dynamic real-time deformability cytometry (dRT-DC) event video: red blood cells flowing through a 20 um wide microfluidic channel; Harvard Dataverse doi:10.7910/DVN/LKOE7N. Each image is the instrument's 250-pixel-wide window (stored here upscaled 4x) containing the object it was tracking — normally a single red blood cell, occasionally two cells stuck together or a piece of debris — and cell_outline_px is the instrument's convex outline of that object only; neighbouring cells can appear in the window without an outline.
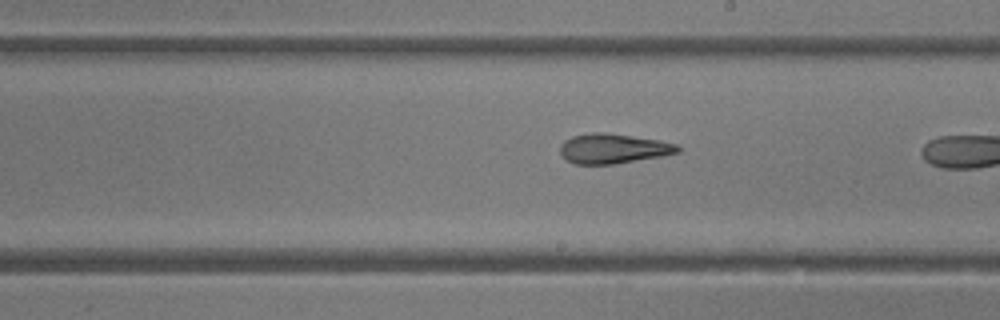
{"species": "common noctule bat (a hibernating species)", "species_latin": "Nyctalus noctula", "temperature_condition": "room temperature", "stored_images_in_passage": 28, "camera_frame_rate_fps": 3000, "um_per_image_px": 0.085, "animal": {"sex": "female"}, "frame": {"image": 1, "passage_image": 24, "time_ms": 7.667, "image_size_px": [1000, 320], "cell_outline_px": [[680, 152], [660, 156], [616, 164], [576, 164], [560, 156], [560, 144], [564, 140], [572, 136], [592, 132], [604, 132], [660, 140], [676, 144], [680, 148]], "centroid_in_image_um": [52.09, 12.62], "position_along_channel_um": 236.9, "area_um2": 20.46}}